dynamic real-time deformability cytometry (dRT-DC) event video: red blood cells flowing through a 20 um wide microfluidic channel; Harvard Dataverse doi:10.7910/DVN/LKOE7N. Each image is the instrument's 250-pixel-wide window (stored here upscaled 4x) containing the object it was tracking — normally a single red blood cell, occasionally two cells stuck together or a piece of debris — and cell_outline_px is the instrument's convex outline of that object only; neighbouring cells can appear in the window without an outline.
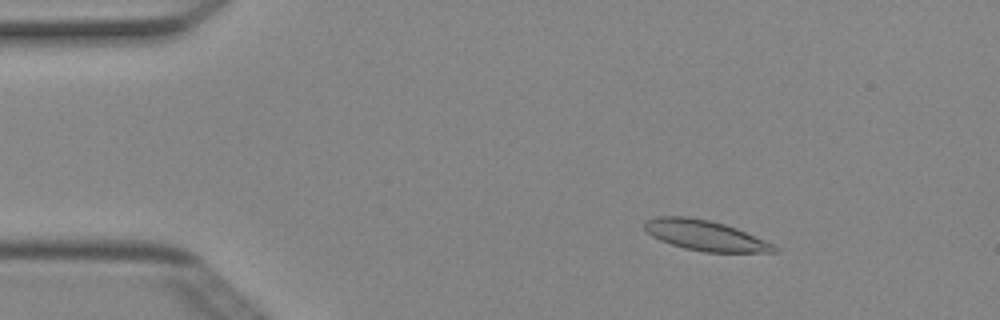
{"species": "Egyptian fruit bat (a non-hibernating species)", "species_latin": "Rousettus aegyptiacus", "temperature_condition": "cold", "stored_images_in_passage": 5, "camera_frame_rate_fps": 3000, "um_per_image_px": 0.085, "animal": {"sex": "female"}, "frame": {"image": 1, "passage_image": 3, "time_ms": 0.667, "image_size_px": [1000, 320], "cell_outline_px": [[780, 252], [704, 252], [684, 248], [660, 240], [652, 236], [644, 228], [644, 220], [656, 216], [688, 216], [708, 220], [724, 224], [736, 228], [776, 244], [780, 248]], "centroid_in_image_um": [59.97, 20.01], "position_along_channel_um": 25.0, "area_um2": 23.06}}
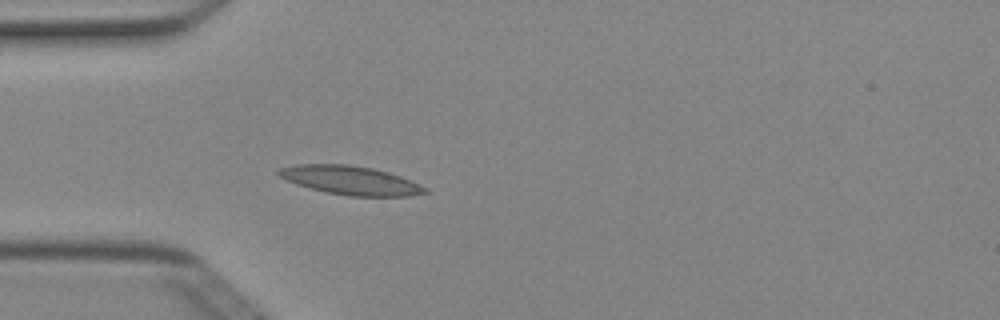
{"frame": {"image": 2, "passage_image": 5, "time_ms": 1.333, "image_size_px": [1000, 320], "cell_outline_px": [[428, 192], [408, 196], [348, 196], [328, 192], [296, 184], [280, 176], [276, 172], [280, 168], [296, 164], [348, 164], [372, 168], [388, 172], [400, 176], [428, 188]], "centroid_in_image_um": [29.8, 15.32], "position_along_channel_um": 55.2, "area_um2": 24.28}}